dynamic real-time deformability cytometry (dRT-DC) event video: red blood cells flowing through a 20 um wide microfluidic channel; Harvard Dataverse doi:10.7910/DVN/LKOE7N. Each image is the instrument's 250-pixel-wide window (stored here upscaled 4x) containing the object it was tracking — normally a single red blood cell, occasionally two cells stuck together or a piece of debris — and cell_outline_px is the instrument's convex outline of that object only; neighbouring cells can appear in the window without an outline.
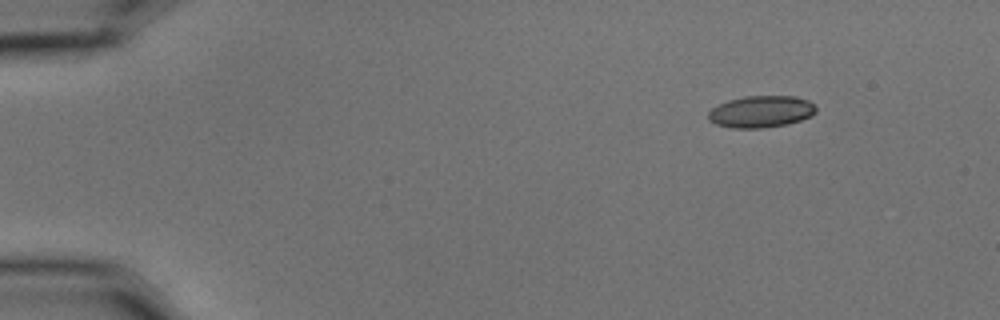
{"species": "common noctule bat (a hibernating species)", "species_latin": "Nyctalus noctula", "temperature_condition": "cold", "stored_images_in_passage": 5, "camera_frame_rate_fps": 3000, "um_per_image_px": 0.085, "animal": {"sex": "male", "body_mass_g": 15.6}, "frame": {"image": 1, "passage_image": 1, "time_ms": 0.0, "image_size_px": [1000, 320], "cell_outline_px": [[816, 112], [812, 116], [788, 124], [764, 128], [732, 128], [716, 124], [708, 120], [708, 112], [712, 108], [728, 100], [744, 96], [796, 96], [808, 100], [816, 104]], "centroid_in_image_um": [64.72, 9.49], "position_along_channel_um": 20.3, "area_um2": 20.17}}
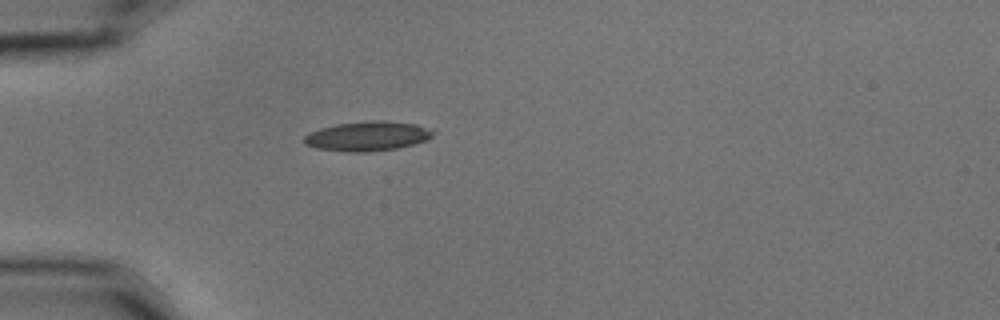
{"frame": {"image": 2, "passage_image": 3, "time_ms": 0.667, "image_size_px": [1000, 320], "cell_outline_px": [[436, 132], [428, 140], [396, 148], [364, 152], [348, 152], [316, 148], [304, 144], [304, 136], [320, 128], [336, 124], [372, 120], [384, 120], [416, 124], [436, 128]], "centroid_in_image_um": [31.3, 11.56], "position_along_channel_um": 53.7, "area_um2": 22.37}}